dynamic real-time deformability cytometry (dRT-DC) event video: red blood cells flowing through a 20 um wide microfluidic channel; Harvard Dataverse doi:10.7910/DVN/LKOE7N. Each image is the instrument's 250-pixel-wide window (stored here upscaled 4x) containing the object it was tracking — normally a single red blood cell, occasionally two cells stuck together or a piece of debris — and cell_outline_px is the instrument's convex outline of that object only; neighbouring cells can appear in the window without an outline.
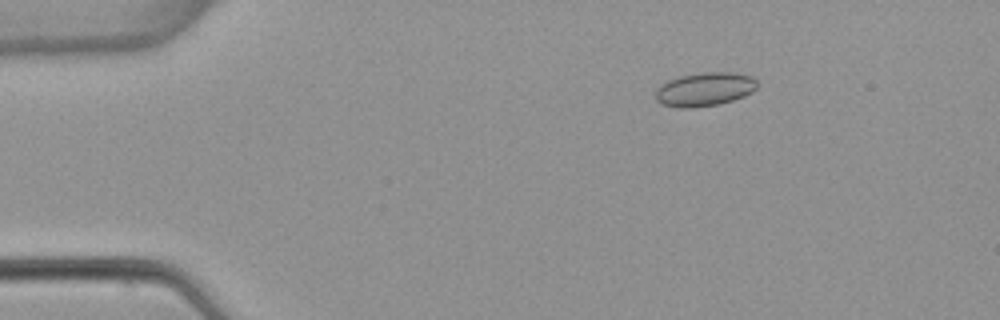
{"species": "common noctule bat (a hibernating species)", "species_latin": "Nyctalus noctula", "temperature_condition": "warm", "stored_images_in_passage": 5, "camera_frame_rate_fps": 3000, "um_per_image_px": 0.085, "animal": {"sex": "female", "body_mass_g": 22.7, "forearm_length_mm": 54.2}, "frame": {"image": 1, "passage_image": 3, "time_ms": 2.333, "image_size_px": [1000, 320], "cell_outline_px": [[756, 88], [752, 92], [744, 96], [720, 104], [692, 108], [676, 108], [664, 104], [656, 100], [656, 88], [660, 84], [668, 80], [680, 76], [700, 72], [732, 72], [752, 76], [756, 80]], "centroid_in_image_um": [59.88, 7.58], "position_along_channel_um": 25.1, "area_um2": 20.11}}
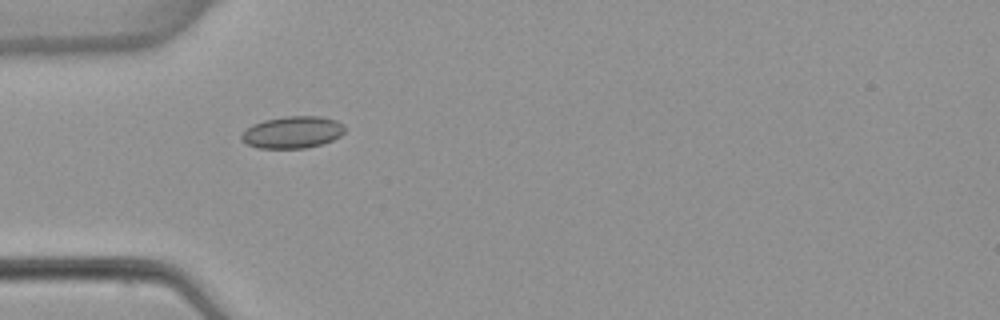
{"frame": {"image": 2, "passage_image": 5, "time_ms": 5.0, "image_size_px": [1000, 320], "cell_outline_px": [[344, 132], [340, 136], [324, 144], [304, 148], [256, 148], [248, 144], [240, 136], [252, 124], [264, 120], [284, 116], [320, 116], [336, 120], [344, 124]], "centroid_in_image_um": [24.89, 11.24], "position_along_channel_um": 60.1, "area_um2": 19.25}}